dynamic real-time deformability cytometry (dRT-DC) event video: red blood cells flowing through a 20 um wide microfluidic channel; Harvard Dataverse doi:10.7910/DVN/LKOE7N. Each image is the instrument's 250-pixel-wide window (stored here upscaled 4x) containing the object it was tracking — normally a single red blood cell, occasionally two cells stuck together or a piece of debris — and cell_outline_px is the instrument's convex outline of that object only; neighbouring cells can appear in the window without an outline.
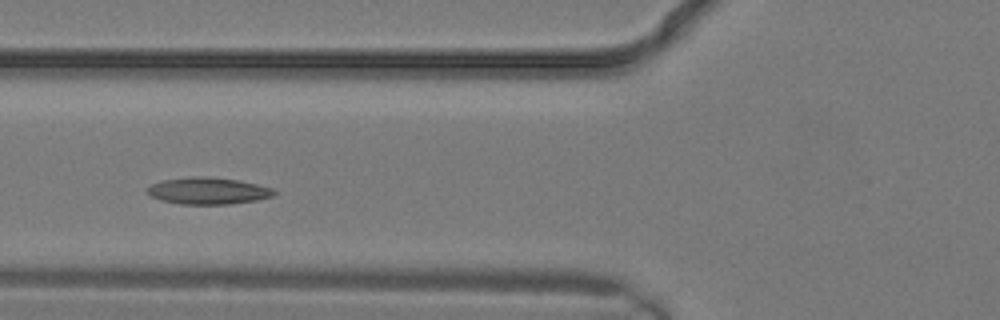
{"species": "common noctule bat (a hibernating species)", "species_latin": "Nyctalus noctula", "temperature_condition": "warm", "stored_images_in_passage": 21, "camera_frame_rate_fps": 3000, "um_per_image_px": 0.085, "animal": {"sex": "male", "body_mass_g": 19.2, "forearm_length_mm": 51.8}, "frame": {"image": 1, "passage_image": 5, "time_ms": 1.333, "image_size_px": [1000, 320], "cell_outline_px": [[276, 192], [272, 196], [256, 200], [228, 204], [180, 204], [160, 200], [148, 196], [148, 188], [152, 184], [164, 180], [192, 176], [208, 176], [240, 180], [272, 188]], "centroid_in_image_um": [17.67, 16.22], "position_along_channel_um": 108.1, "area_um2": 19.77}}
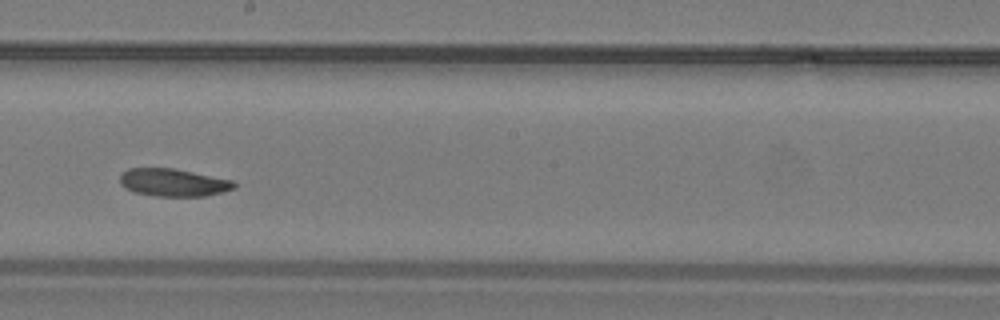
{"frame": {"image": 2, "passage_image": 10, "time_ms": 3.0, "image_size_px": [1000, 320], "cell_outline_px": [[236, 188], [204, 196], [156, 196], [132, 192], [124, 188], [120, 184], [120, 172], [128, 168], [172, 168], [232, 180], [236, 184]], "centroid_in_image_um": [14.66, 15.51], "position_along_channel_um": 233.5, "area_um2": 18.44}}
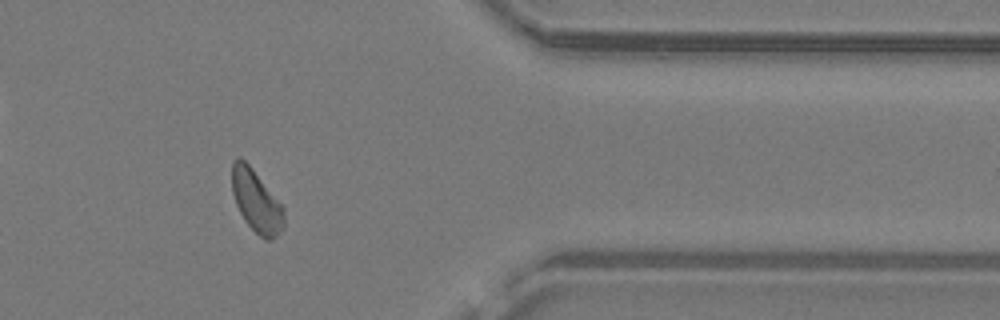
{"frame": {"image": 3, "passage_image": 17, "time_ms": 5.333, "image_size_px": [1000, 320], "cell_outline_px": [[284, 228], [272, 240], [264, 240], [244, 220], [236, 204], [232, 192], [232, 160], [240, 156], [252, 168], [284, 208]], "centroid_in_image_um": [21.78, 17.1], "position_along_channel_um": 389.6, "area_um2": 18.73}}